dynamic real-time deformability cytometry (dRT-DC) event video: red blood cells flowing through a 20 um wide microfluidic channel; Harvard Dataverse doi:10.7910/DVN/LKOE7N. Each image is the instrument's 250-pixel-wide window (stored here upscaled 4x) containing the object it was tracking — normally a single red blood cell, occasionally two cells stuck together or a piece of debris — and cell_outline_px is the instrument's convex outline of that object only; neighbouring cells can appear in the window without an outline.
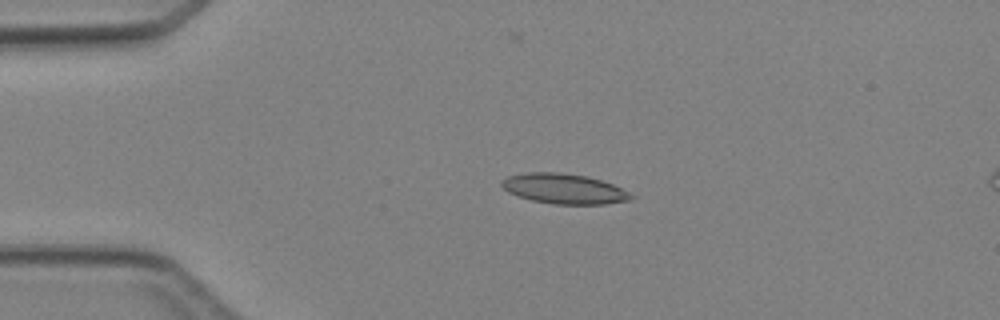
{"species": "Egyptian fruit bat (a non-hibernating species)", "species_latin": "Rousettus aegyptiacus", "temperature_condition": "cold", "stored_images_in_passage": 6, "camera_frame_rate_fps": 3000, "um_per_image_px": 0.085, "animal": {"sex": "female"}, "frame": {"image": 1, "passage_image": 3, "time_ms": 3.333, "image_size_px": [1000, 320], "cell_outline_px": [[636, 196], [632, 200], [604, 204], [556, 204], [532, 200], [508, 192], [500, 184], [500, 180], [508, 176], [524, 172], [560, 172], [588, 176], [612, 184]], "centroid_in_image_um": [47.94, 16.03], "position_along_channel_um": 37.1, "area_um2": 22.72}}
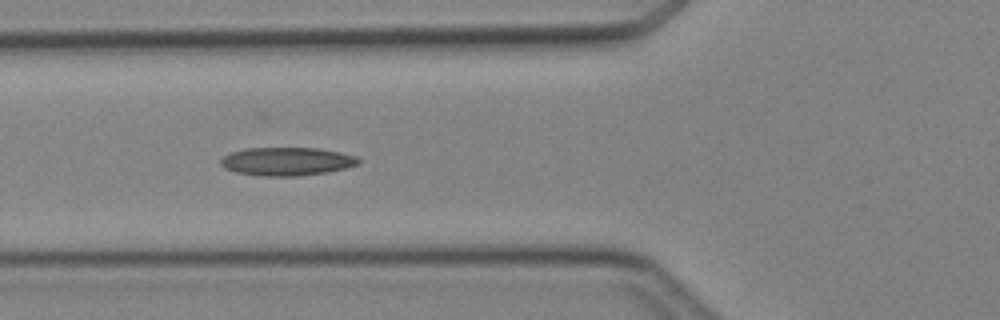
{"frame": {"image": 2, "passage_image": 5, "time_ms": 5.667, "image_size_px": [1000, 320], "cell_outline_px": [[360, 164], [328, 172], [296, 176], [264, 176], [236, 172], [224, 168], [220, 164], [220, 160], [224, 156], [232, 152], [244, 148], [316, 148], [340, 152], [356, 156], [360, 160]], "centroid_in_image_um": [24.38, 13.72], "position_along_channel_um": 101.4, "area_um2": 22.66}}
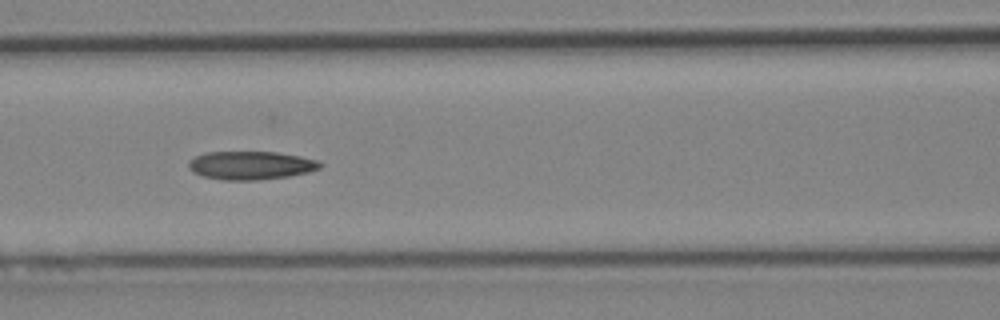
{"frame": {"image": 3, "passage_image": 6, "time_ms": 6.667, "image_size_px": [1000, 320], "cell_outline_px": [[324, 164], [320, 168], [308, 172], [288, 176], [256, 180], [224, 180], [204, 176], [192, 172], [188, 168], [188, 160], [204, 152], [276, 152], [300, 156], [320, 160]], "centroid_in_image_um": [21.32, 14.05], "position_along_channel_um": 145.3, "area_um2": 21.85}}